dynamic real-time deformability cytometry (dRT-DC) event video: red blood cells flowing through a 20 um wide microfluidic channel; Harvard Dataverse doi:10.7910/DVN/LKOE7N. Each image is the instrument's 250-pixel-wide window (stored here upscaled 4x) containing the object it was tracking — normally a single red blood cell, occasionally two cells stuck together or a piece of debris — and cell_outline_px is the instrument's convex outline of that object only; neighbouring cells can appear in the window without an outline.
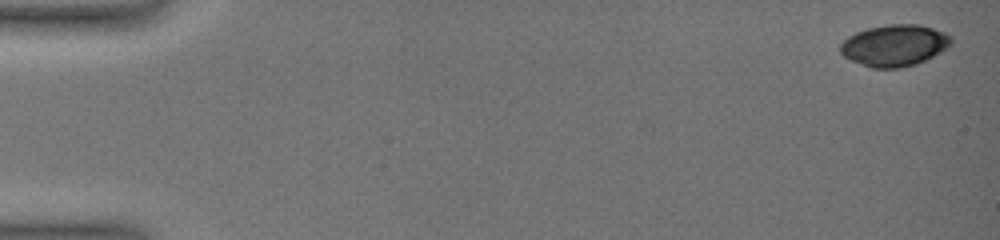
{"species": "common noctule bat (a hibernating species)", "species_latin": "Nyctalus noctula", "temperature_condition": "warm", "stored_images_in_passage": 48, "camera_frame_rate_fps": 3000, "um_per_image_px": 0.085, "animal": {"sex": "female", "body_mass_g": 19.0, "forearm_length_mm": 51.5}, "frame": {"image": 1, "passage_image": 1, "time_ms": 0.0, "image_size_px": [1000, 240], "cell_outline_px": [[952, 44], [940, 52], [916, 64], [900, 68], [872, 68], [852, 60], [844, 56], [840, 52], [840, 44], [848, 36], [856, 32], [868, 28], [888, 24], [920, 24], [944, 32], [952, 36]], "centroid_in_image_um": [76.04, 3.85], "position_along_channel_um": 9.0, "area_um2": 26.76}}
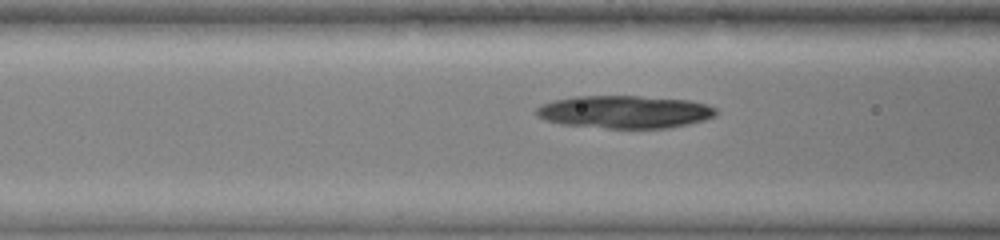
{"frame": {"image": 2, "passage_image": 17, "time_ms": 7.333, "image_size_px": [1000, 240], "cell_outline_px": [[720, 112], [716, 116], [704, 120], [672, 128], [608, 128], [560, 124], [544, 120], [536, 116], [536, 108], [552, 100], [576, 96], [640, 96], [688, 100], [708, 104], [716, 108]], "centroid_in_image_um": [53.13, 9.51], "position_along_channel_um": 113.5, "area_um2": 34.56}}
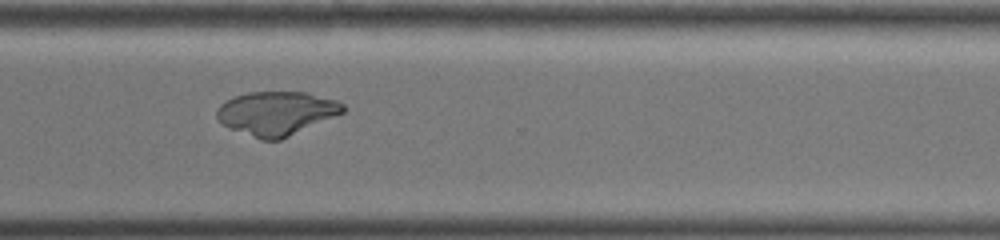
{"frame": {"image": 3, "passage_image": 40, "time_ms": 13.667, "image_size_px": [1000, 240], "cell_outline_px": [[344, 112], [280, 140], [260, 140], [228, 128], [220, 124], [216, 116], [216, 112], [220, 104], [236, 96], [248, 92], [308, 92], [336, 100], [344, 104]], "centroid_in_image_um": [23.47, 9.63], "position_along_channel_um": 347.1, "area_um2": 32.19}}